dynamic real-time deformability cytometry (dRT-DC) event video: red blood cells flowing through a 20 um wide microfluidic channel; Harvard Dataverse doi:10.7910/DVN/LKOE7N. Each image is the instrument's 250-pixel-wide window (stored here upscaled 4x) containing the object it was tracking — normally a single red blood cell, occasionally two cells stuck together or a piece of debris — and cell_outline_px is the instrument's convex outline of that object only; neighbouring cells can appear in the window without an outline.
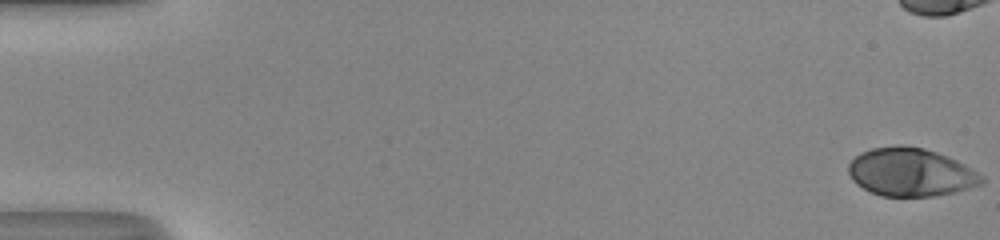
{"species": "human", "species_latin": "Homo sapiens", "temperature_condition": "room temperature", "stored_images_in_passage": 42, "camera_frame_rate_fps": 3000, "um_per_image_px": 0.085, "donor": {"sex": "male"}, "frame": {"image": 1, "passage_image": 1, "time_ms": 0.0, "image_size_px": [1000, 240], "cell_outline_px": [[984, 184], [952, 192], [932, 196], [880, 196], [856, 184], [852, 180], [848, 172], [848, 164], [860, 152], [872, 148], [900, 144], [904, 144], [924, 148], [948, 156], [964, 164], [984, 176]], "centroid_in_image_um": [77.4, 14.62], "position_along_channel_um": 7.6, "area_um2": 37.51}}
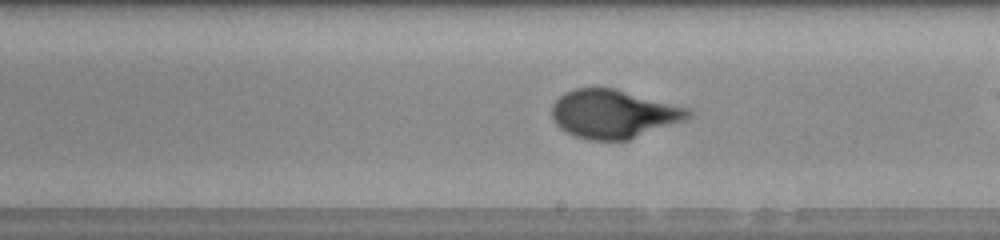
{"frame": {"image": 2, "passage_image": 31, "time_ms": 10.0, "image_size_px": [1000, 240], "cell_outline_px": [[692, 116], [684, 120], [628, 140], [588, 140], [576, 136], [560, 128], [552, 120], [552, 104], [564, 92], [576, 88], [616, 88], [692, 108]], "centroid_in_image_um": [52.17, 9.67], "position_along_channel_um": 236.8, "area_um2": 38.73}}